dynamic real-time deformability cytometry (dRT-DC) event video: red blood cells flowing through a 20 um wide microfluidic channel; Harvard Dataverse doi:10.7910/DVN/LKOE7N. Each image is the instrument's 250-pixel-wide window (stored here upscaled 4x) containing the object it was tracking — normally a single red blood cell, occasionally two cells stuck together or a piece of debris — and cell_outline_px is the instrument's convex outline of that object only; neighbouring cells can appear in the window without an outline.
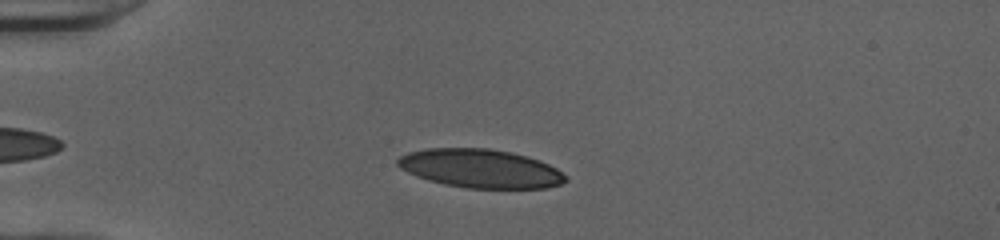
{"species": "human", "species_latin": "Homo sapiens", "temperature_condition": "cold", "stored_images_in_passage": 35, "camera_frame_rate_fps": 3000, "um_per_image_px": 0.085, "donor": {"sex": "female"}, "frame": {"image": 1, "passage_image": 2, "time_ms": 0.333, "image_size_px": [1000, 240], "cell_outline_px": [[568, 180], [560, 184], [548, 188], [468, 188], [444, 184], [428, 180], [416, 176], [400, 168], [396, 164], [396, 160], [400, 156], [408, 152], [424, 148], [488, 148], [512, 152], [540, 160], [556, 168], [568, 176]], "centroid_in_image_um": [40.84, 14.32], "position_along_channel_um": 44.2, "area_um2": 38.03}}
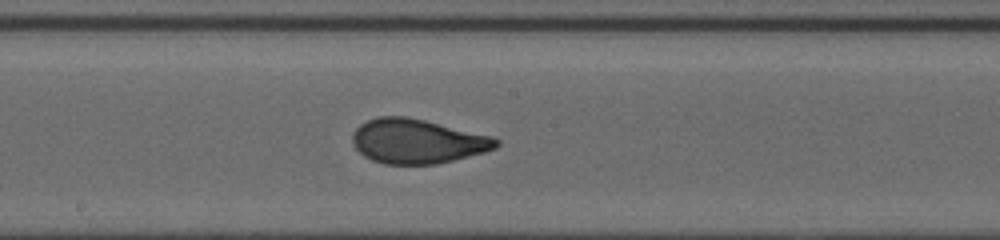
{"frame": {"image": 2, "passage_image": 17, "time_ms": 5.333, "image_size_px": [1000, 240], "cell_outline_px": [[500, 144], [496, 148], [484, 152], [436, 164], [384, 164], [372, 160], [364, 156], [352, 144], [352, 132], [360, 124], [376, 116], [404, 116], [424, 120], [492, 136], [500, 140]], "centroid_in_image_um": [35.45, 12.0], "position_along_channel_um": 212.8, "area_um2": 37.17}}
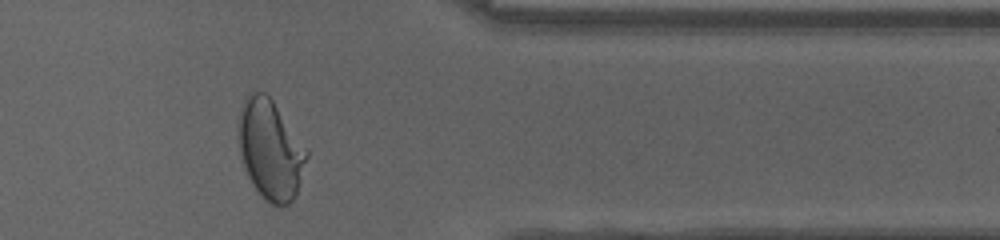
{"frame": {"image": 3, "passage_image": 31, "time_ms": 10.0, "image_size_px": [1000, 240], "cell_outline_px": [[308, 156], [296, 196], [288, 204], [272, 204], [252, 184], [248, 176], [240, 152], [240, 108], [248, 92], [264, 92], [272, 100], [308, 148]], "centroid_in_image_um": [23.02, 12.69], "position_along_channel_um": 388.4, "area_um2": 38.9}, "authors_computed_cell_mechanics": {"area_um2": 37.7434, "velocity_mm_per_s": 4.0106, "shape_relaxation_time_tau1_ms": 7.4729, "shape_relaxation_time_tau2_ms": 0.6926, "deformation_change_tau1": 0.25, "deformation_change_tau2": 0.0681}}